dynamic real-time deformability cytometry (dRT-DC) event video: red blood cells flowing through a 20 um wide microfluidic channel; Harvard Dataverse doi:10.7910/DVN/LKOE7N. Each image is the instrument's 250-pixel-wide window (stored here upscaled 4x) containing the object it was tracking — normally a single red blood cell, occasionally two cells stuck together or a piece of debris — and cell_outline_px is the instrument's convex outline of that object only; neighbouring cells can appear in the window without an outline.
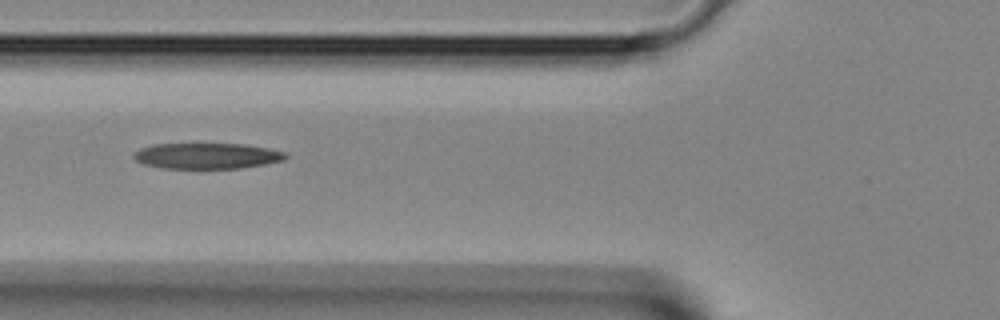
{"species": "Egyptian fruit bat (a non-hibernating species)", "species_latin": "Rousettus aegyptiacus", "temperature_condition": "room temperature", "stored_images_in_passage": 4, "camera_frame_rate_fps": 3000, "um_per_image_px": 0.085, "animal": {"sex": "female"}, "frame": {"image": 1, "passage_image": 4, "time_ms": 1.0, "image_size_px": [1000, 320], "cell_outline_px": [[288, 156], [284, 160], [264, 164], [240, 168], [160, 168], [144, 164], [136, 160], [132, 156], [132, 152], [140, 148], [152, 144], [192, 140], [196, 140], [244, 144], [268, 148], [284, 152]], "centroid_in_image_um": [17.5, 13.18], "position_along_channel_um": 108.3, "area_um2": 24.22}}